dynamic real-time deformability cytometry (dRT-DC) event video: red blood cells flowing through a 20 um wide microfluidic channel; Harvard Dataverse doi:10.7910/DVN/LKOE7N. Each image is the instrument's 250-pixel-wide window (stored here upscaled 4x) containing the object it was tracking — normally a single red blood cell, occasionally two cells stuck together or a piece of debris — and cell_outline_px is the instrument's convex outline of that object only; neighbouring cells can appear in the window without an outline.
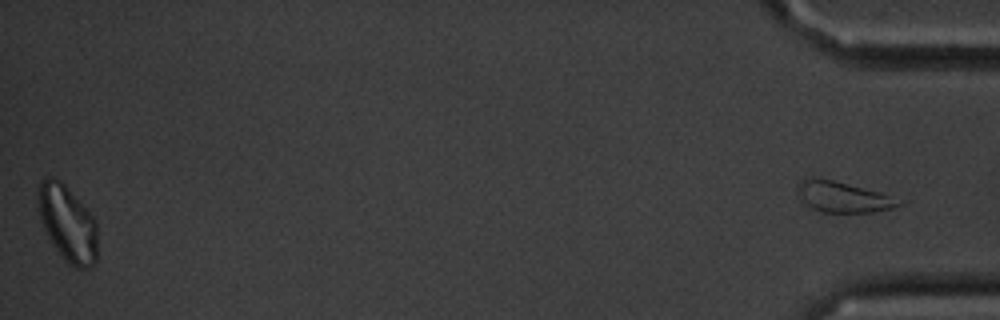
{"species": "common noctule bat (a hibernating species)", "species_latin": "Nyctalus noctula", "temperature_condition": "cold", "stored_images_in_passage": 60, "segment_of_instrument_passage": [2, 2], "camera_frame_rate_fps": 3000, "um_per_image_px": 0.085, "animal": {"sex": "male", "body_mass_g": 20.1, "forearm_length_mm": 53.5}, "frame": {"image": 1, "passage_image": 60, "time_ms": 19.667, "image_size_px": [1000, 320], "cell_outline_px": [[904, 204], [892, 208], [872, 212], [820, 212], [812, 208], [800, 196], [796, 184], [804, 176], [812, 176], [832, 180], [880, 192], [904, 200]], "centroid_in_image_um": [71.66, 16.72], "position_along_channel_um": 363.5, "area_um2": 18.21}}